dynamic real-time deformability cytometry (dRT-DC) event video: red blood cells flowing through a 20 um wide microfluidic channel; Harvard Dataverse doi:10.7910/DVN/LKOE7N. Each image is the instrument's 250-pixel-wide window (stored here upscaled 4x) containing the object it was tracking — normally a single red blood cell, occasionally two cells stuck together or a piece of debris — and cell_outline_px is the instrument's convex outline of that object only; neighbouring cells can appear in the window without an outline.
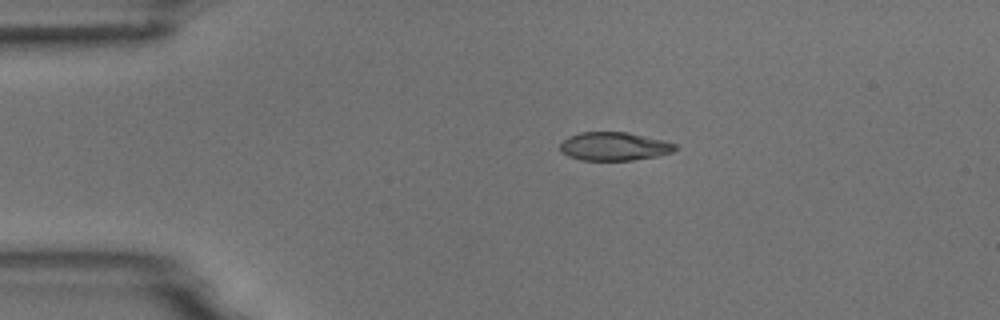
{"species": "common noctule bat (a hibernating species)", "species_latin": "Nyctalus noctula", "temperature_condition": "room temperature", "stored_images_in_passage": 6, "camera_frame_rate_fps": 3000, "um_per_image_px": 0.085, "animal": {"sex": "male", "body_mass_g": 18.8}, "frame": {"image": 1, "passage_image": 3, "time_ms": 0.667, "image_size_px": [1000, 320], "cell_outline_px": [[680, 148], [672, 152], [656, 156], [632, 160], [580, 160], [568, 156], [560, 152], [560, 144], [568, 136], [580, 132], [628, 132], [664, 140], [676, 144]], "centroid_in_image_um": [52.21, 12.44], "position_along_channel_um": 32.8, "area_um2": 19.19}}
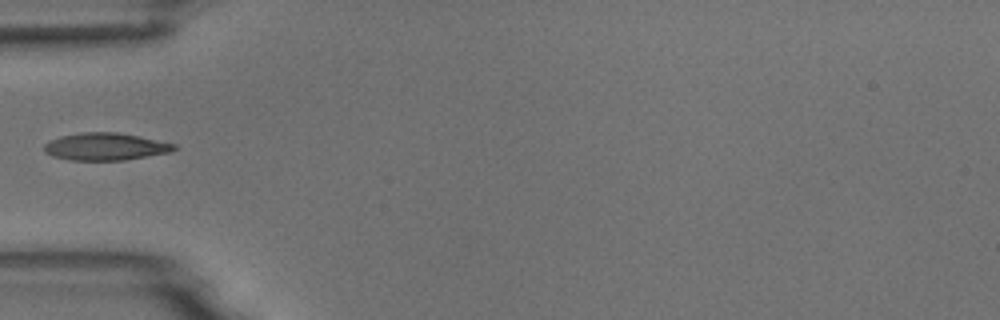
{"frame": {"image": 2, "passage_image": 5, "time_ms": 1.333, "image_size_px": [1000, 320], "cell_outline_px": [[176, 148], [172, 152], [124, 160], [68, 160], [52, 156], [44, 152], [44, 144], [48, 140], [60, 136], [84, 132], [116, 132], [140, 136], [176, 144]], "centroid_in_image_um": [8.94, 12.46], "position_along_channel_um": 76.1, "area_um2": 20.87}}